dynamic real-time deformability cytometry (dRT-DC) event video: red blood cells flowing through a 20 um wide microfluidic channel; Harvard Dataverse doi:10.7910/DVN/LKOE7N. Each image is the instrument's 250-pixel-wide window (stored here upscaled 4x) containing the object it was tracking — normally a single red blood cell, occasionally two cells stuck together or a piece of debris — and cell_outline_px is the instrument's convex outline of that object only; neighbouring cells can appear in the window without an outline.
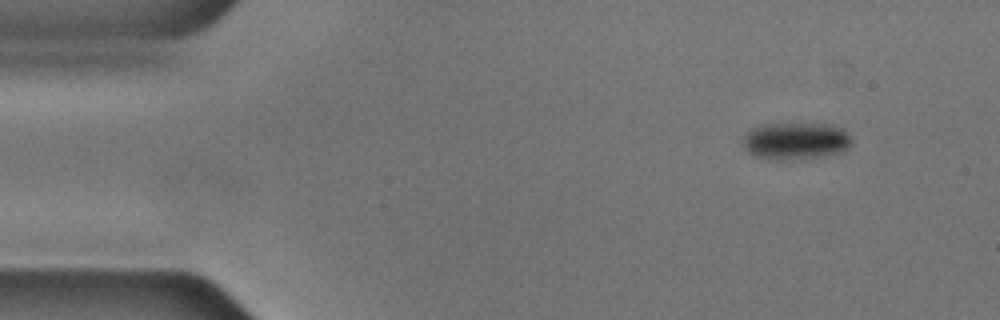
{"species": "common noctule bat (a hibernating species)", "species_latin": "Nyctalus noctula", "temperature_condition": "cold", "stored_images_in_passage": 2, "camera_frame_rate_fps": 3000, "um_per_image_px": 0.085, "animal": {"sex": "male", "body_mass_g": 17.9, "forearm_length_mm": 54.2}, "frame": {"image": 1, "passage_image": 1, "time_ms": 0.0, "image_size_px": [1000, 320], "cell_outline_px": [[852, 140], [848, 148], [844, 152], [816, 156], [784, 160], [780, 160], [756, 156], [748, 152], [744, 148], [744, 136], [752, 128], [760, 124], [832, 124], [844, 128], [852, 136]], "centroid_in_image_um": [67.68, 11.96], "position_along_channel_um": 17.3, "area_um2": 23.47}}